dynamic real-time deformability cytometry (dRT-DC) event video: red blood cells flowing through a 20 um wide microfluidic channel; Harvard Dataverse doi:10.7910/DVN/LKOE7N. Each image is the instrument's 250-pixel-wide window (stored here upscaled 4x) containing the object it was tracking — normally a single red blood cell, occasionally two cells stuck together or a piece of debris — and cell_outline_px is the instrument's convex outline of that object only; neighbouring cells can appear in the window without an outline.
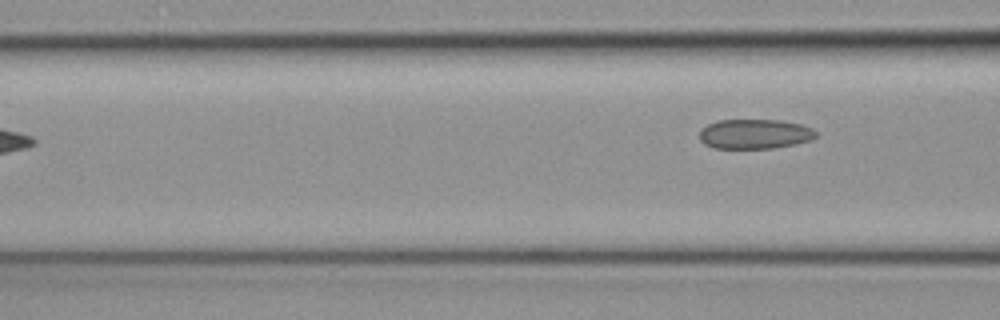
{"species": "common noctule bat (a hibernating species)", "species_latin": "Nyctalus noctula", "temperature_condition": "cold", "stored_images_in_passage": 4, "camera_frame_rate_fps": 3000, "um_per_image_px": 0.085, "animal": {"sex": "female", "body_mass_g": 19.3, "forearm_length_mm": 54.1}, "frame": {"image": 1, "passage_image": 4, "time_ms": 1.0, "image_size_px": [1000, 320], "cell_outline_px": [[816, 136], [812, 140], [796, 144], [772, 148], [712, 148], [704, 144], [700, 140], [700, 128], [716, 120], [780, 120], [800, 124], [812, 128], [816, 132]], "centroid_in_image_um": [64.13, 11.39], "position_along_channel_um": 102.5, "area_um2": 20.29}}